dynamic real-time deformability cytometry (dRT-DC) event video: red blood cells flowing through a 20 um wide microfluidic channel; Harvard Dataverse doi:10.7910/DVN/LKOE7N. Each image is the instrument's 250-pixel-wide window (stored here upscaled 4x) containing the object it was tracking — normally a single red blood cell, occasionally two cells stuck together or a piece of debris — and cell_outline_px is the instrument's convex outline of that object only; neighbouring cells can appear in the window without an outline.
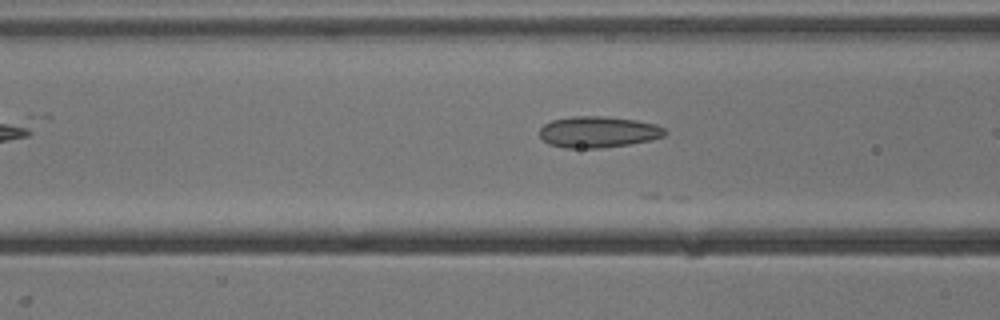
{"species": "common noctule bat (a hibernating species)", "species_latin": "Nyctalus noctula", "temperature_condition": "cold", "stored_images_in_passage": 7, "camera_frame_rate_fps": 3000, "um_per_image_px": 0.085, "animal": {"sex": "male", "body_mass_g": 13.3}, "frame": {"image": 1, "passage_image": 6, "time_ms": 1.667, "image_size_px": [1000, 320], "cell_outline_px": [[668, 132], [664, 136], [648, 140], [628, 144], [600, 148], [564, 148], [548, 144], [540, 136], [540, 128], [544, 124], [552, 120], [572, 116], [604, 116], [636, 120], [656, 124], [664, 128]], "centroid_in_image_um": [50.83, 11.21], "position_along_channel_um": 115.8, "area_um2": 22.83}}